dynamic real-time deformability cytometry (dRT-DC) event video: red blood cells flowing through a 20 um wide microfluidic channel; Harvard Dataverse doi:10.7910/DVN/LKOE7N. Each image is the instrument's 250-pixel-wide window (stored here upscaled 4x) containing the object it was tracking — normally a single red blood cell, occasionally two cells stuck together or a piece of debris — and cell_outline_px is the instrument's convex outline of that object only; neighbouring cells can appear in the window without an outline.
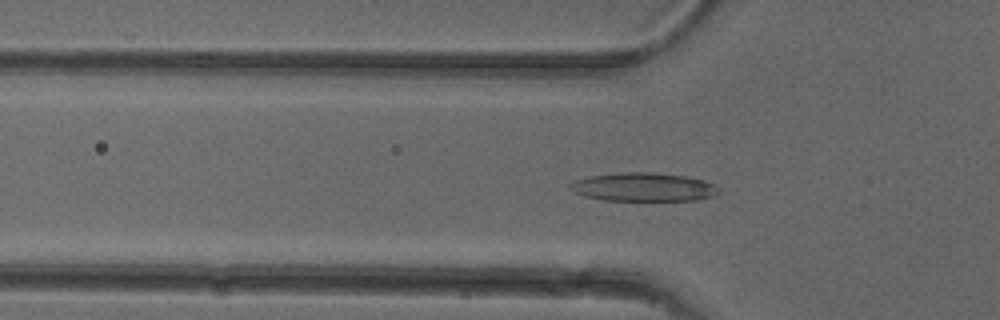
{"species": "common noctule bat (a hibernating species)", "species_latin": "Nyctalus noctula", "temperature_condition": "cold", "stored_images_in_passage": 51, "camera_frame_rate_fps": 3000, "um_per_image_px": 0.085, "animal": {"sex": "female"}, "frame": {"image": 1, "passage_image": 16, "time_ms": 5.0, "image_size_px": [1000, 320], "cell_outline_px": [[720, 192], [716, 196], [696, 200], [604, 200], [584, 196], [568, 188], [568, 184], [576, 180], [588, 176], [616, 172], [652, 172], [684, 176], [704, 180], [712, 184]], "centroid_in_image_um": [54.67, 15.89], "position_along_channel_um": 71.1, "area_um2": 24.74}}
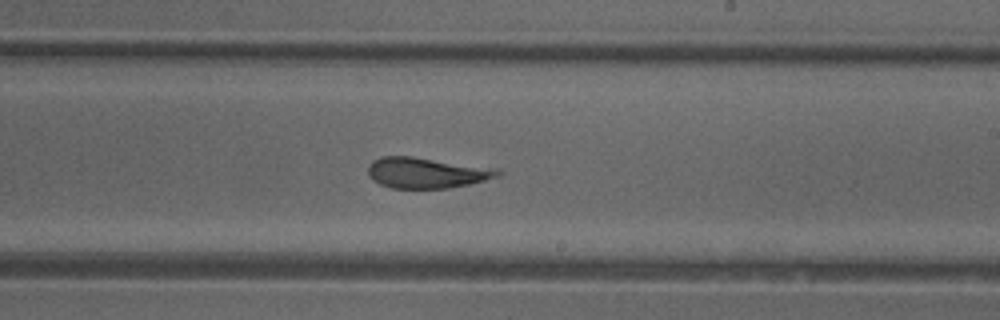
{"frame": {"image": 2, "passage_image": 30, "time_ms": 9.667, "image_size_px": [1000, 320], "cell_outline_px": [[504, 172], [500, 176], [468, 184], [448, 188], [392, 188], [380, 184], [372, 180], [368, 176], [368, 164], [372, 160], [380, 156], [412, 156], [500, 168]], "centroid_in_image_um": [36.27, 14.67], "position_along_channel_um": 252.7, "area_um2": 23.58}}
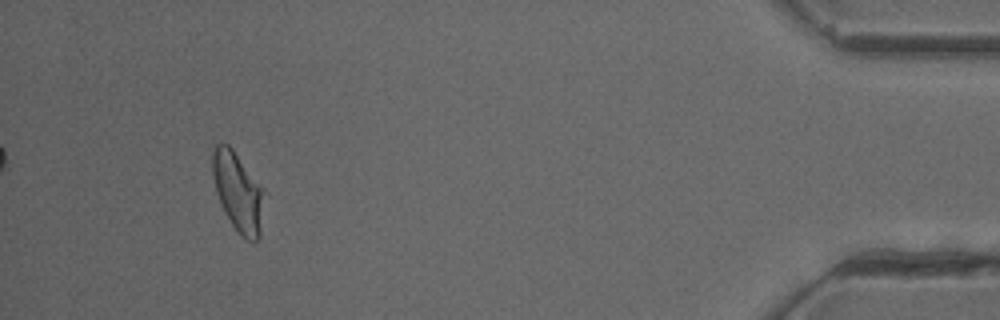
{"frame": {"image": 3, "passage_image": 48, "time_ms": 15.667, "image_size_px": [1000, 320], "cell_outline_px": [[268, 192], [260, 236], [256, 240], [244, 240], [232, 224], [224, 212], [220, 204], [216, 192], [212, 176], [212, 148], [220, 140], [228, 144], [232, 148]], "centroid_in_image_um": [20.27, 16.29], "position_along_channel_um": 414.9, "area_um2": 24.85}}